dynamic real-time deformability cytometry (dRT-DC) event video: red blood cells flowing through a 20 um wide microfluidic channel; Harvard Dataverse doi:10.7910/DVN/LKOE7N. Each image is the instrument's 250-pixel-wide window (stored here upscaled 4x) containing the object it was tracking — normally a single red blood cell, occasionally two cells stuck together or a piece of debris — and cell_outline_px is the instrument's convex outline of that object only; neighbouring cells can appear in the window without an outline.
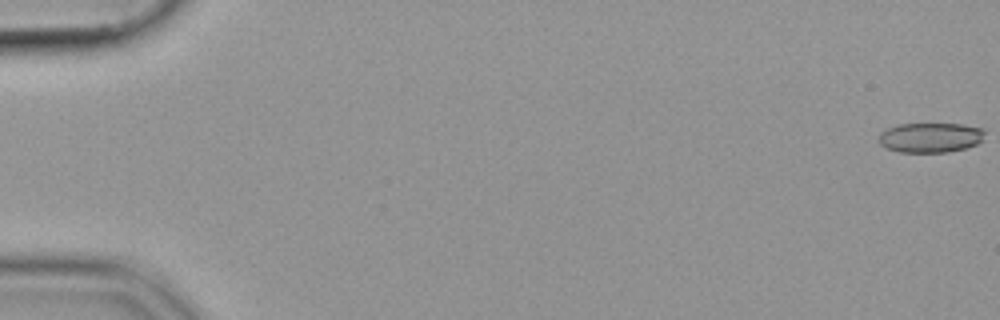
{"species": "common noctule bat (a hibernating species)", "species_latin": "Nyctalus noctula", "temperature_condition": "cold", "stored_images_in_passage": 55, "camera_frame_rate_fps": 3000, "um_per_image_px": 0.085, "animal": {"sex": "female", "body_mass_g": 19.9}, "frame": {"image": 1, "passage_image": 1, "time_ms": 0.0, "image_size_px": [1000, 320], "cell_outline_px": [[984, 132], [980, 140], [976, 144], [964, 148], [948, 152], [900, 152], [884, 148], [880, 144], [880, 132], [888, 128], [900, 124], [964, 124], [984, 128]], "centroid_in_image_um": [79.06, 11.69], "position_along_channel_um": 5.9, "area_um2": 18.32}}
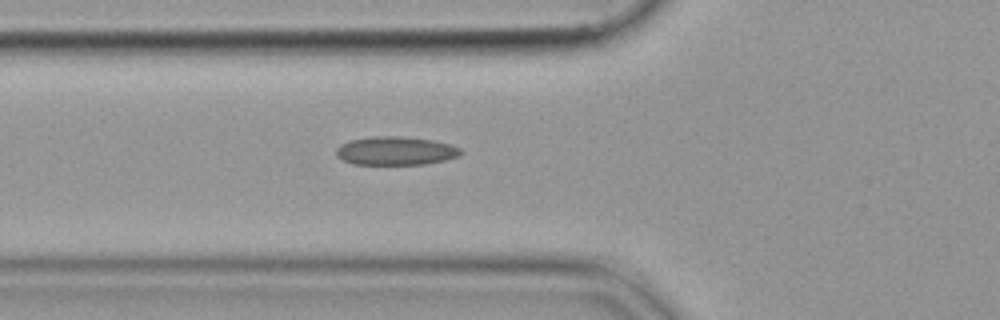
{"frame": {"image": 2, "passage_image": 21, "time_ms": 6.667, "image_size_px": [1000, 320], "cell_outline_px": [[464, 152], [460, 156], [444, 160], [424, 164], [352, 164], [336, 156], [336, 148], [340, 144], [348, 140], [372, 136], [400, 136], [432, 140], [448, 144], [460, 148]], "centroid_in_image_um": [33.61, 12.81], "position_along_channel_um": 92.2, "area_um2": 20.75}}
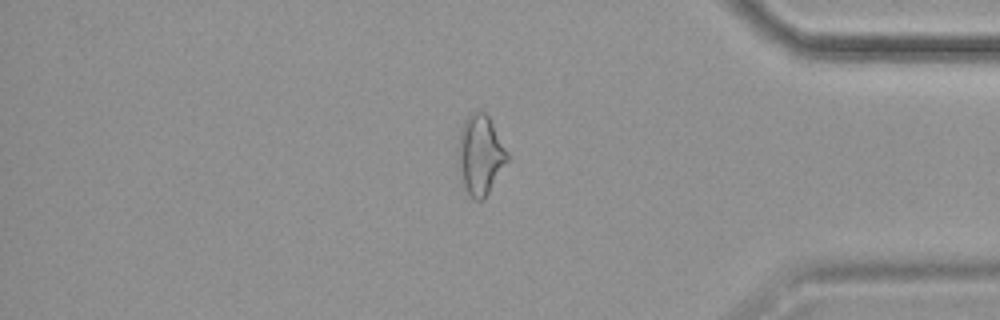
{"frame": {"image": 3, "passage_image": 47, "time_ms": 15.333, "image_size_px": [1000, 320], "cell_outline_px": [[508, 160], [484, 200], [476, 200], [460, 184], [456, 156], [456, 152], [460, 132], [464, 120], [472, 112], [484, 112], [488, 116], [508, 152]], "centroid_in_image_um": [40.77, 13.19], "position_along_channel_um": 394.4, "area_um2": 23.06}}